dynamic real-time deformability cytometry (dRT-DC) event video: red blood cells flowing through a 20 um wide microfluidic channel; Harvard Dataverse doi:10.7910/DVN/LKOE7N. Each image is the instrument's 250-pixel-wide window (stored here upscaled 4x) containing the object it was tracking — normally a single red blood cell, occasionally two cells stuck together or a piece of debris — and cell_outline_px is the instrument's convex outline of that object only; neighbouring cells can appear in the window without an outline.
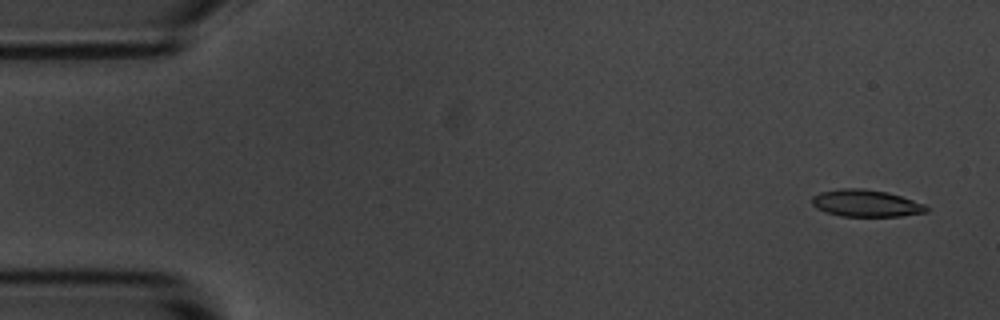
{"species": "common noctule bat (a hibernating species)", "species_latin": "Nyctalus noctula", "temperature_condition": "room temperature", "stored_images_in_passage": 4, "camera_frame_rate_fps": 3000, "um_per_image_px": 0.085, "animal": {"sex": "male", "body_mass_g": 20.1, "forearm_length_mm": 53.5}, "frame": {"image": 1, "passage_image": 1, "time_ms": 0.0, "image_size_px": [1000, 320], "cell_outline_px": [[928, 212], [900, 216], [840, 216], [824, 212], [816, 208], [812, 204], [812, 196], [820, 192], [840, 188], [864, 188], [888, 192], [924, 204], [928, 208]], "centroid_in_image_um": [73.57, 17.27], "position_along_channel_um": 11.4, "area_um2": 18.09}}
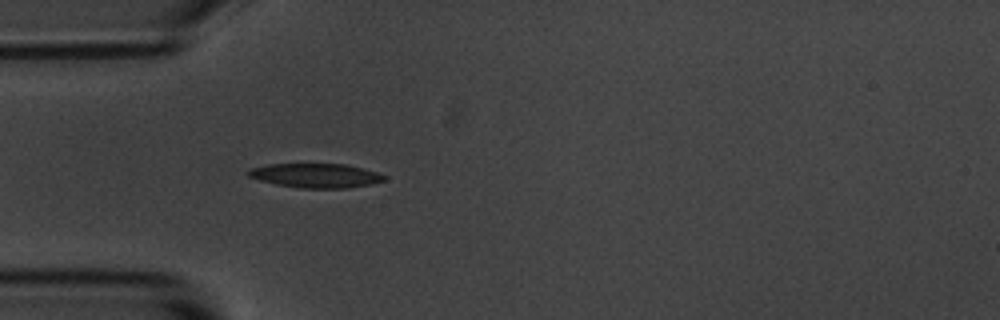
{"frame": {"image": 2, "passage_image": 4, "time_ms": 4.333, "image_size_px": [1000, 320], "cell_outline_px": [[388, 176], [384, 180], [372, 184], [348, 188], [300, 188], [276, 184], [260, 180], [248, 176], [244, 172], [248, 168], [268, 164], [344, 164], [376, 172]], "centroid_in_image_um": [26.79, 14.92], "position_along_channel_um": 58.2, "area_um2": 19.25}}